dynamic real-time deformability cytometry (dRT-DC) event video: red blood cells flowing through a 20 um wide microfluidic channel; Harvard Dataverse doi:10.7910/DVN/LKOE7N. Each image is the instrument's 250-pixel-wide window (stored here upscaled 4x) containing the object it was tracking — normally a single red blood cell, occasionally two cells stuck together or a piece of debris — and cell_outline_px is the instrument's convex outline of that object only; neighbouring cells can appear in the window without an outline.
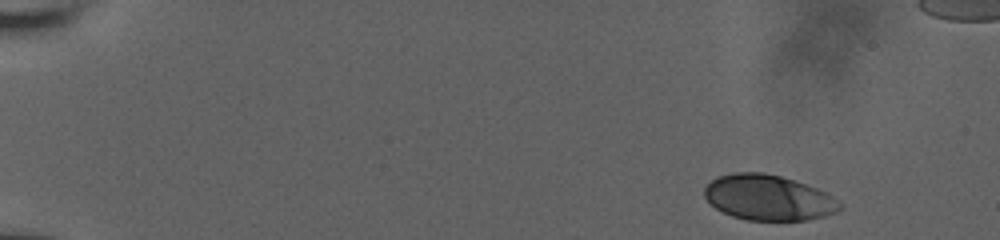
{"species": "human", "species_latin": "Homo sapiens", "temperature_condition": "room temperature", "stored_images_in_passage": 43, "camera_frame_rate_fps": 3000, "um_per_image_px": 0.085, "donor": {"sex": "male"}, "frame": {"image": 1, "passage_image": 1, "time_ms": 0.0, "image_size_px": [1000, 240], "cell_outline_px": [[844, 208], [836, 212], [824, 216], [808, 220], [748, 220], [732, 216], [716, 208], [704, 196], [704, 188], [712, 180], [720, 176], [732, 172], [764, 172], [780, 176], [816, 188], [832, 196]], "centroid_in_image_um": [65.31, 16.8], "position_along_channel_um": 19.7, "area_um2": 35.55}}
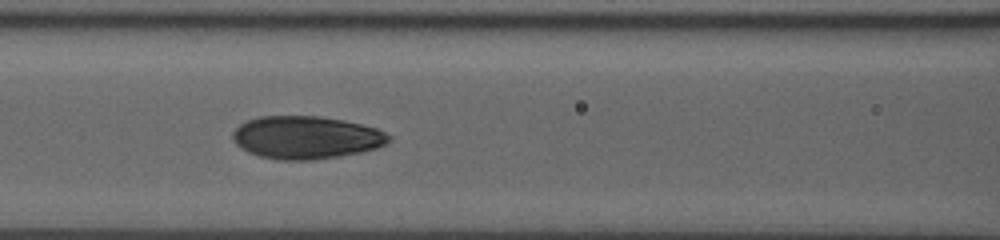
{"frame": {"image": 2, "passage_image": 18, "time_ms": 7.0, "image_size_px": [1000, 240], "cell_outline_px": [[392, 140], [376, 148], [360, 152], [312, 160], [280, 160], [260, 156], [248, 152], [236, 144], [232, 140], [232, 132], [240, 124], [248, 120], [260, 116], [320, 116], [344, 120], [376, 128], [392, 136]], "centroid_in_image_um": [26.0, 11.68], "position_along_channel_um": 140.6, "area_um2": 38.84}}
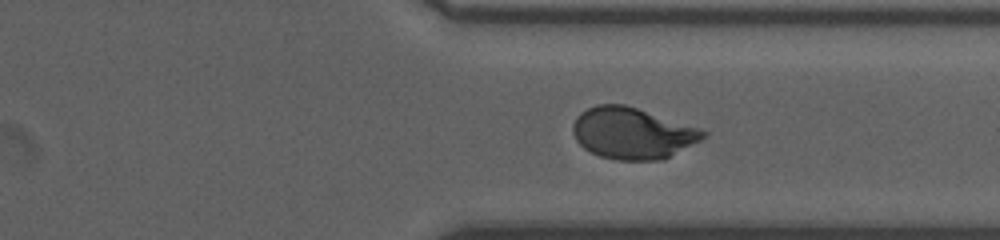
{"frame": {"image": 3, "passage_image": 34, "time_ms": 12.667, "image_size_px": [1000, 240], "cell_outline_px": [[708, 136], [664, 160], [616, 160], [600, 156], [584, 148], [576, 140], [572, 132], [572, 124], [576, 116], [580, 112], [596, 104], [624, 104], [700, 128], [708, 132]], "centroid_in_image_um": [53.75, 11.32], "position_along_channel_um": 357.6, "area_um2": 39.13}}